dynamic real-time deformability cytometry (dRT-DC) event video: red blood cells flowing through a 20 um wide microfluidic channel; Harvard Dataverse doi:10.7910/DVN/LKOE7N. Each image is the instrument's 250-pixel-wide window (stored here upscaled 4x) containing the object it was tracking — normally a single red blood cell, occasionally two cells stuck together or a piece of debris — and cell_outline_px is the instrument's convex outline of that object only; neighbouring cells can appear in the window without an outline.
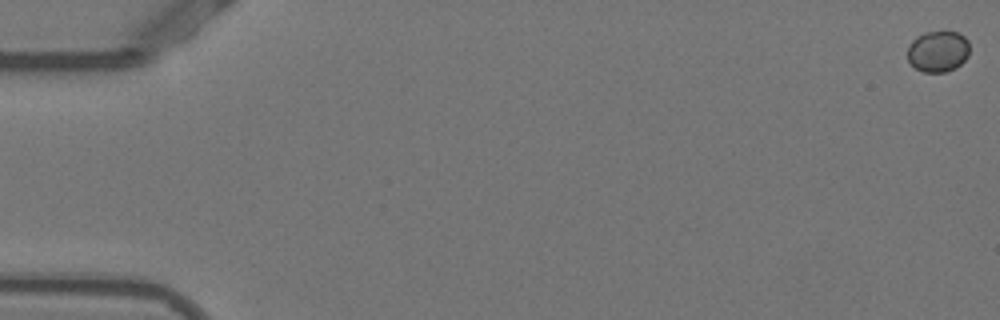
{"species": "Egyptian fruit bat (a non-hibernating species)", "species_latin": "Rousettus aegyptiacus", "temperature_condition": "warm", "stored_images_in_passage": 17, "camera_frame_rate_fps": 3000, "um_per_image_px": 0.085, "animal": {"sex": "female"}, "frame": {"image": 1, "passage_image": 1, "time_ms": 0.0, "image_size_px": [1000, 320], "cell_outline_px": [[968, 56], [956, 68], [944, 72], [924, 72], [916, 68], [908, 60], [908, 44], [916, 36], [924, 32], [956, 32], [964, 36], [968, 40]], "centroid_in_image_um": [79.71, 4.36], "position_along_channel_um": 5.3, "area_um2": 14.85}}
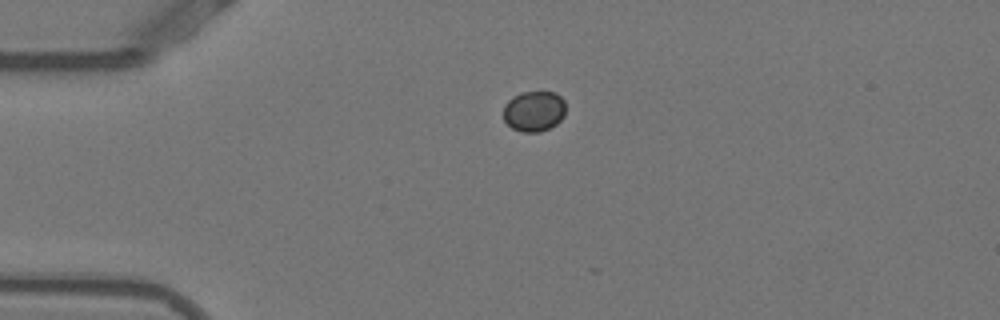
{"frame": {"image": 2, "passage_image": 14, "time_ms": 4.333, "image_size_px": [1000, 320], "cell_outline_px": [[564, 116], [556, 124], [540, 132], [524, 132], [512, 128], [504, 120], [504, 104], [512, 96], [520, 92], [556, 92], [564, 100]], "centroid_in_image_um": [45.38, 9.44], "position_along_channel_um": 39.6, "area_um2": 14.74}}